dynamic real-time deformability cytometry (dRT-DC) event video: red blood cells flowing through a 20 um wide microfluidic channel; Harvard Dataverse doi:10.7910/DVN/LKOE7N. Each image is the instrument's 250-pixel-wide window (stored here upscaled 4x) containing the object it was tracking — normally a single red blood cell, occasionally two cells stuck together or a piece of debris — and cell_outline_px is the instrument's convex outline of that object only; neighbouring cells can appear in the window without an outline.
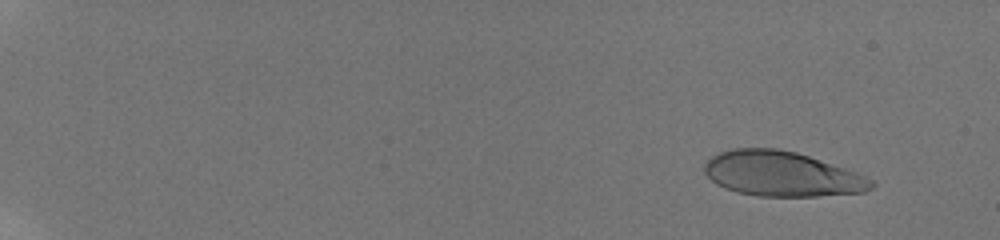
{"species": "human", "species_latin": "Homo sapiens", "temperature_condition": "room temperature", "stored_images_in_passage": 19, "camera_frame_rate_fps": 3000, "um_per_image_px": 0.085, "donor": {"sex": "male"}, "frame": {"image": 1, "passage_image": 3, "time_ms": 1.667, "image_size_px": [1000, 240], "cell_outline_px": [[876, 184], [872, 188], [864, 192], [816, 196], [760, 196], [736, 192], [724, 188], [716, 184], [704, 172], [704, 164], [712, 156], [720, 152], [732, 148], [776, 148], [796, 152], [856, 172], [872, 180]], "centroid_in_image_um": [66.43, 14.78], "position_along_channel_um": 18.6, "area_um2": 43.52}}
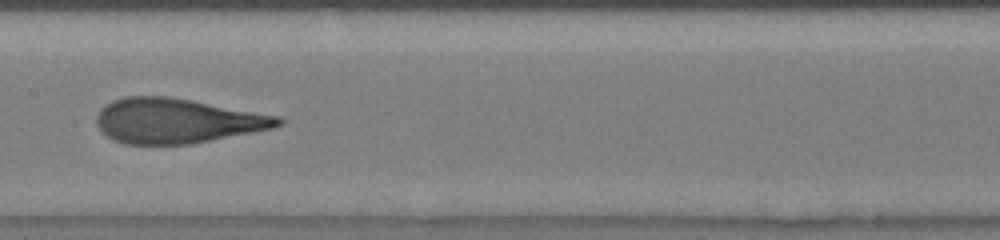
{"frame": {"image": 2, "passage_image": 13, "time_ms": 11.0, "image_size_px": [1000, 240], "cell_outline_px": [[284, 124], [272, 128], [192, 144], [124, 144], [112, 140], [96, 124], [96, 116], [100, 108], [104, 104], [112, 100], [124, 96], [168, 96], [280, 116], [284, 120]], "centroid_in_image_um": [15.01, 10.26], "position_along_channel_um": 192.4, "area_um2": 47.45}}
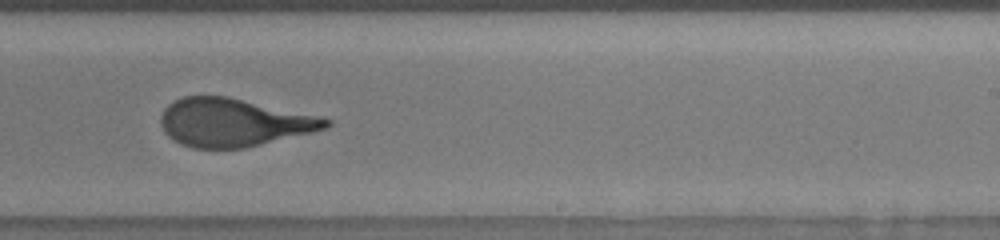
{"frame": {"image": 3, "passage_image": 17, "time_ms": 13.0, "image_size_px": [1000, 240], "cell_outline_px": [[332, 124], [328, 128], [312, 132], [244, 148], [192, 148], [180, 144], [168, 136], [164, 132], [160, 124], [160, 116], [164, 108], [172, 100], [184, 96], [228, 96], [332, 120]], "centroid_in_image_um": [19.78, 10.41], "position_along_channel_um": 269.2, "area_um2": 46.01}}